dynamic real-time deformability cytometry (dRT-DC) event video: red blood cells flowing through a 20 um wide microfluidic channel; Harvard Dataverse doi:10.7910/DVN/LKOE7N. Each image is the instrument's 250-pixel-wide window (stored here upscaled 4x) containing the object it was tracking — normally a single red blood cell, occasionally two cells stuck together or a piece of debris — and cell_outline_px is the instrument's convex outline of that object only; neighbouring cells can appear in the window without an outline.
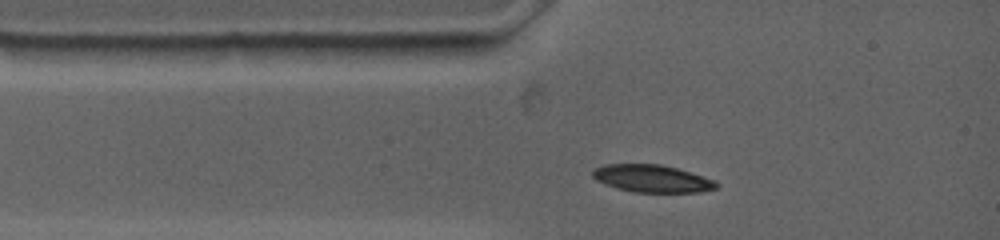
{"species": "common noctule bat (a hibernating species)", "species_latin": "Nyctalus noctula", "temperature_condition": "warm", "stored_images_in_passage": 27, "camera_frame_rate_fps": 4500, "um_per_image_px": 0.085, "animal": {"sex": "female", "body_mass_g": 19.0, "forearm_length_mm": 53.3}, "frame": {"image": 1, "passage_image": 3, "time_ms": 1.111, "image_size_px": [1000, 240], "cell_outline_px": [[720, 184], [716, 188], [700, 192], [632, 192], [616, 188], [604, 184], [596, 180], [592, 176], [592, 172], [596, 168], [608, 164], [660, 164], [676, 168], [712, 180]], "centroid_in_image_um": [55.38, 15.18], "position_along_channel_um": 29.6, "area_um2": 19.54}}
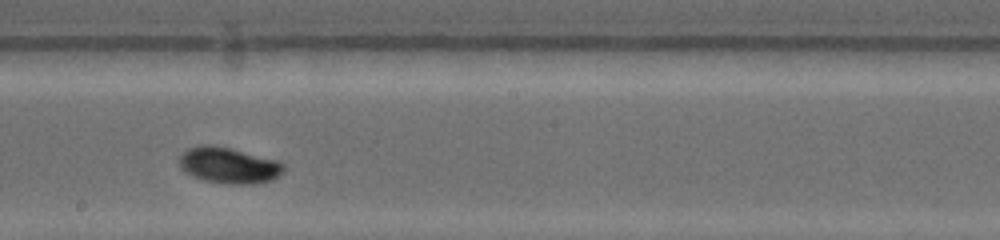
{"frame": {"image": 2, "passage_image": 13, "time_ms": 6.667, "image_size_px": [1000, 240], "cell_outline_px": [[284, 172], [272, 180], [252, 184], [228, 184], [204, 180], [192, 176], [184, 172], [180, 168], [180, 156], [188, 148], [200, 144], [216, 144], [280, 160], [284, 164]], "centroid_in_image_um": [19.47, 14.04], "position_along_channel_um": 228.7, "area_um2": 22.37}}
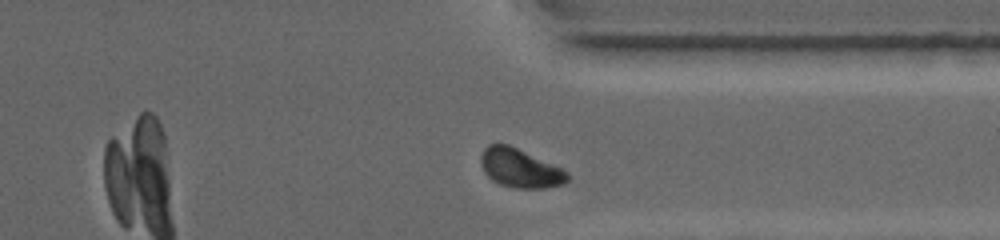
{"frame": {"image": 3, "passage_image": 24, "time_ms": 10.444, "image_size_px": [1000, 240], "cell_outline_px": [[568, 180], [564, 184], [544, 188], [516, 188], [500, 184], [492, 180], [484, 172], [480, 164], [480, 156], [484, 148], [488, 144], [508, 144], [552, 164], [568, 172]], "centroid_in_image_um": [44.17, 14.3], "position_along_channel_um": 367.2, "area_um2": 19.42}, "authors_computed_cell_mechanics": {"area_um2": 20.5768, "velocity_mm_per_s": 3.6764, "shape_relaxation_time_tau1_ms": 3.5368, "shape_relaxation_time_tau2_ms": null, "deformation_change_tau1": 0.1516, "deformation_change_tau2": null}}